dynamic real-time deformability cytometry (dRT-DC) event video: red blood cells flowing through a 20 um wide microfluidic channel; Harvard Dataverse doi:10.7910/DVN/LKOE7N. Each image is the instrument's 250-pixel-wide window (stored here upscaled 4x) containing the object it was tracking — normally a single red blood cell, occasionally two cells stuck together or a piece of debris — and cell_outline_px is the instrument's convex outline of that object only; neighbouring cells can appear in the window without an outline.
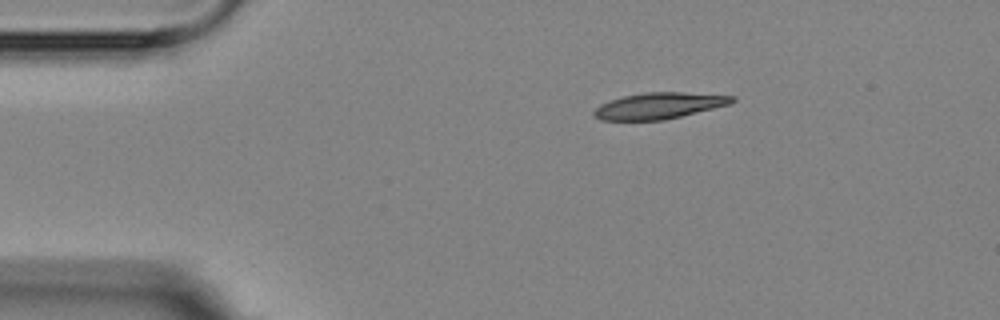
{"species": "Egyptian fruit bat (a non-hibernating species)", "species_latin": "Rousettus aegyptiacus", "temperature_condition": "room temperature", "stored_images_in_passage": 4, "camera_frame_rate_fps": 3000, "um_per_image_px": 0.085, "animal": {"sex": "female"}, "frame": {"image": 1, "passage_image": 1, "time_ms": 0.0, "image_size_px": [1000, 320], "cell_outline_px": [[736, 100], [732, 104], [664, 120], [600, 120], [592, 116], [592, 112], [600, 104], [624, 96], [644, 92], [684, 92], [736, 96]], "centroid_in_image_um": [56.04, 8.99], "position_along_channel_um": 29.0, "area_um2": 21.21}}
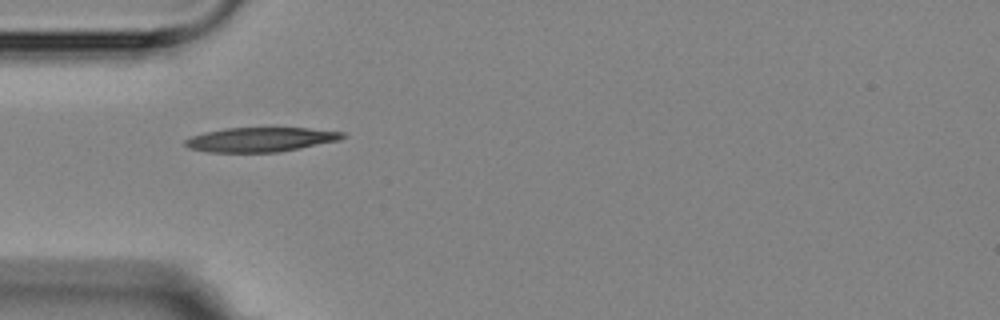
{"frame": {"image": 2, "passage_image": 3, "time_ms": 2.333, "image_size_px": [1000, 320], "cell_outline_px": [[348, 136], [340, 140], [280, 152], [208, 152], [188, 148], [184, 144], [184, 140], [192, 136], [204, 132], [224, 128], [308, 128], [344, 132]], "centroid_in_image_um": [22.15, 11.86], "position_along_channel_um": 62.8, "area_um2": 22.48}}
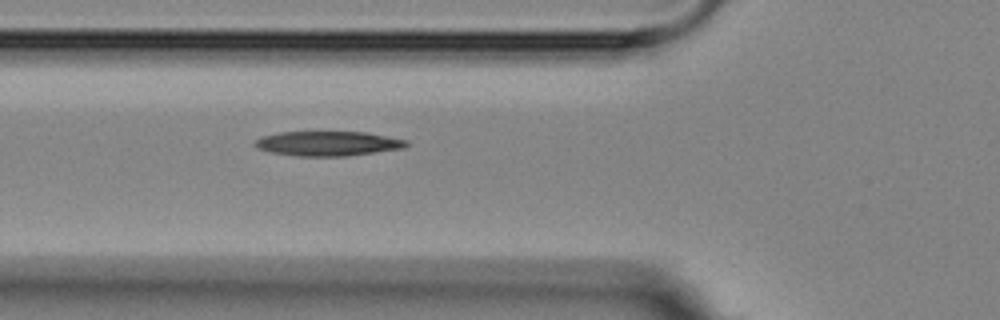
{"frame": {"image": 3, "passage_image": 4, "time_ms": 3.333, "image_size_px": [1000, 320], "cell_outline_px": [[408, 144], [404, 148], [348, 156], [296, 156], [268, 152], [256, 148], [252, 144], [256, 140], [264, 136], [280, 132], [368, 132], [408, 140]], "centroid_in_image_um": [27.87, 12.2], "position_along_channel_um": 97.9, "area_um2": 21.91}}